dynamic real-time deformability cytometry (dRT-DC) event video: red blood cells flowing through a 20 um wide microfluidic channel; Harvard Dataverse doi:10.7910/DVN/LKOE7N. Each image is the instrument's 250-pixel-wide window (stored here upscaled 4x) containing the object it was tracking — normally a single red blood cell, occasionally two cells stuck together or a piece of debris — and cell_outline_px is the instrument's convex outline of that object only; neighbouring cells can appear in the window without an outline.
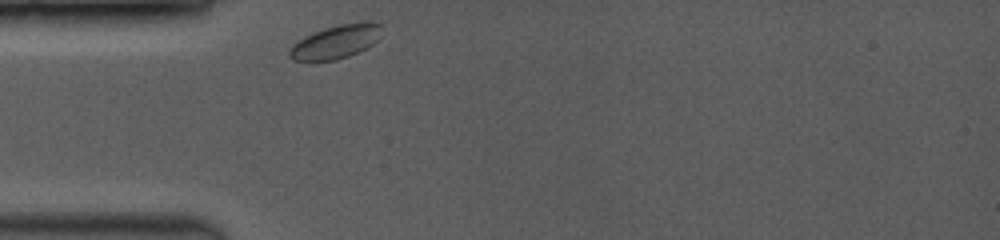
{"species": "common noctule bat (a hibernating species)", "species_latin": "Nyctalus noctula", "temperature_condition": "room temperature", "stored_images_in_passage": 23, "camera_frame_rate_fps": 3500, "um_per_image_px": 0.085, "animal": {"sex": "female", "body_mass_g": 19.0, "forearm_length_mm": 53.3}, "frame": {"image": 1, "passage_image": 1, "time_ms": 0.0, "image_size_px": [1000, 240], "cell_outline_px": [[380, 36], [372, 44], [360, 52], [336, 60], [292, 60], [288, 56], [288, 52], [292, 44], [296, 40], [312, 32], [336, 24], [380, 24]], "centroid_in_image_um": [28.44, 3.58], "position_along_channel_um": 56.6, "area_um2": 17.69}}
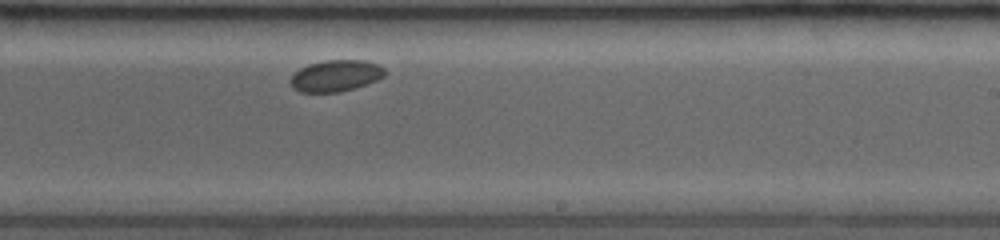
{"frame": {"image": 2, "passage_image": 14, "time_ms": 5.714, "image_size_px": [1000, 240], "cell_outline_px": [[384, 76], [376, 80], [340, 92], [300, 92], [292, 88], [288, 80], [292, 72], [308, 64], [324, 60], [368, 60], [380, 64], [384, 68]], "centroid_in_image_um": [28.47, 6.42], "position_along_channel_um": 260.5, "area_um2": 17.51}}
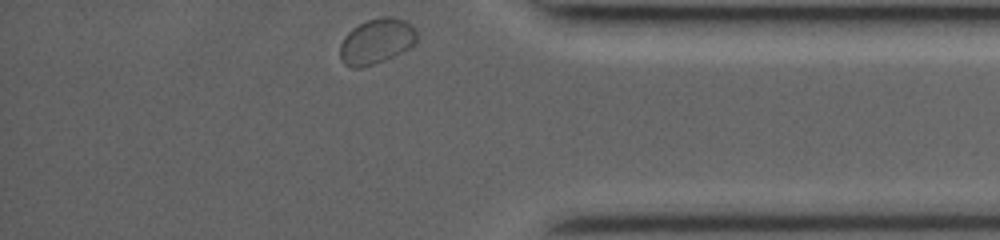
{"frame": {"image": 3, "passage_image": 23, "time_ms": 9.714, "image_size_px": [1000, 240], "cell_outline_px": [[416, 40], [408, 48], [384, 60], [360, 68], [352, 68], [344, 64], [340, 60], [340, 44], [344, 36], [352, 28], [368, 20], [384, 16], [392, 16], [404, 20], [416, 32]], "centroid_in_image_um": [31.94, 3.51], "position_along_channel_um": 403.3, "area_um2": 19.94}}